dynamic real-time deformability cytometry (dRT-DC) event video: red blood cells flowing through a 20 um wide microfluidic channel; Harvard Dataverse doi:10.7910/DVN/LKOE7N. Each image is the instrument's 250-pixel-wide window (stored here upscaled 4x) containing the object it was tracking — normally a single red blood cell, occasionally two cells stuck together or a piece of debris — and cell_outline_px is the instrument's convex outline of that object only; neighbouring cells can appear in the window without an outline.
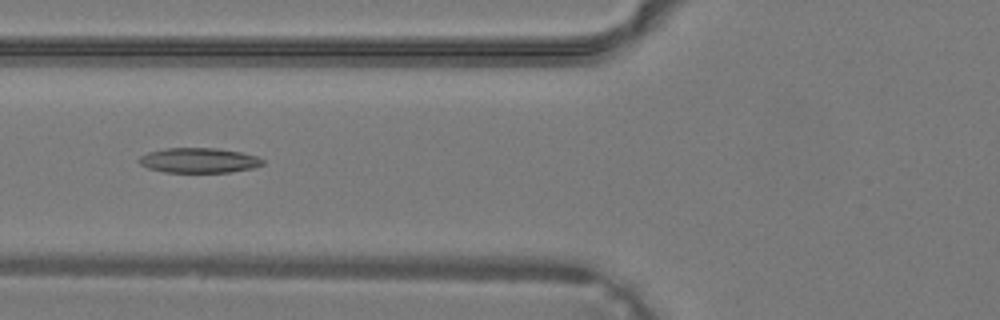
{"species": "common noctule bat (a hibernating species)", "species_latin": "Nyctalus noctula", "temperature_condition": "warm", "stored_images_in_passage": 39, "camera_frame_rate_fps": 3000, "um_per_image_px": 0.085, "animal": {"sex": "male", "body_mass_g": 19.2, "forearm_length_mm": 51.8}, "frame": {"image": 1, "passage_image": 16, "time_ms": 5.0, "image_size_px": [1000, 320], "cell_outline_px": [[264, 164], [252, 168], [232, 172], [164, 172], [148, 168], [140, 164], [136, 160], [140, 156], [148, 152], [168, 148], [216, 148], [240, 152], [256, 156], [264, 160]], "centroid_in_image_um": [16.88, 13.63], "position_along_channel_um": 108.9, "area_um2": 17.98}}
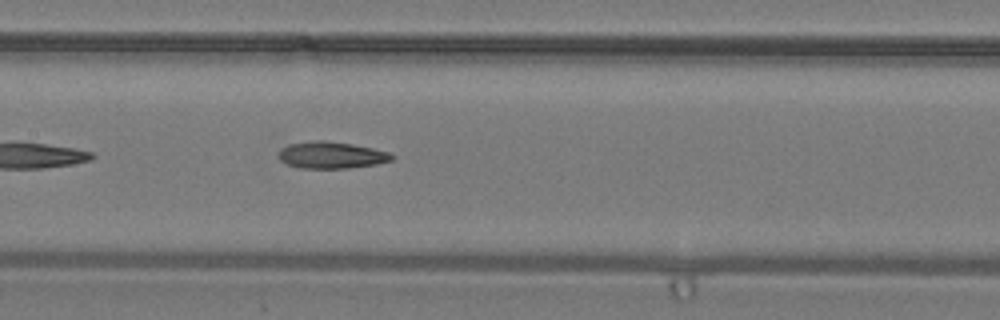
{"frame": {"image": 2, "passage_image": 20, "time_ms": 6.333, "image_size_px": [1000, 320], "cell_outline_px": [[396, 156], [392, 160], [376, 164], [348, 168], [300, 168], [288, 164], [280, 160], [276, 156], [280, 148], [288, 144], [312, 140], [324, 140], [352, 144], [372, 148], [388, 152]], "centroid_in_image_um": [28.12, 13.17], "position_along_channel_um": 179.3, "area_um2": 17.8}}
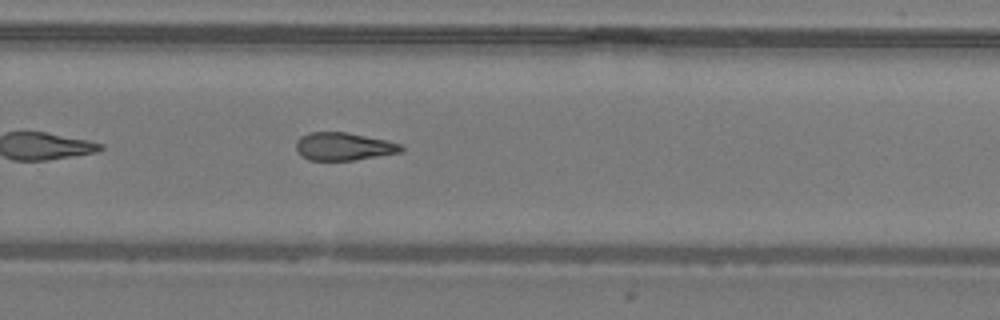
{"frame": {"image": 3, "passage_image": 27, "time_ms": 8.667, "image_size_px": [1000, 320], "cell_outline_px": [[404, 148], [400, 152], [352, 160], [308, 160], [296, 148], [296, 140], [300, 136], [308, 132], [344, 132], [388, 140], [400, 144]], "centroid_in_image_um": [29.19, 12.43], "position_along_channel_um": 300.6, "area_um2": 16.82}}